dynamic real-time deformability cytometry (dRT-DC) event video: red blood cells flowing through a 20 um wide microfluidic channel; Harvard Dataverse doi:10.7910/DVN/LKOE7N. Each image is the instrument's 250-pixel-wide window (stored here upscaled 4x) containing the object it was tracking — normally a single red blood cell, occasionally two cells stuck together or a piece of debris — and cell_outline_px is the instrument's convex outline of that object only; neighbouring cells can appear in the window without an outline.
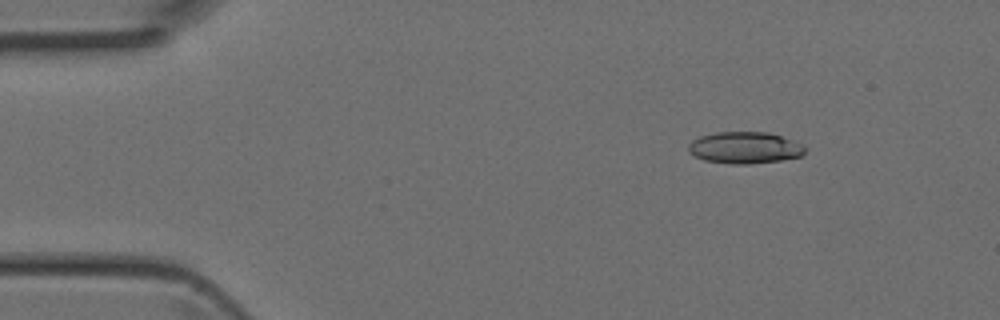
{"species": "Egyptian fruit bat (a non-hibernating species)", "species_latin": "Rousettus aegyptiacus", "temperature_condition": "room temperature", "stored_images_in_passage": 3, "camera_frame_rate_fps": 3000, "um_per_image_px": 0.085, "animal": {"sex": "female"}, "frame": {"image": 1, "passage_image": 1, "time_ms": 0.0, "image_size_px": [1000, 320], "cell_outline_px": [[808, 148], [800, 156], [780, 160], [748, 164], [732, 164], [704, 160], [688, 152], [688, 144], [692, 140], [700, 136], [716, 132], [768, 132], [804, 144]], "centroid_in_image_um": [63.3, 12.55], "position_along_channel_um": 21.7, "area_um2": 21.56}}